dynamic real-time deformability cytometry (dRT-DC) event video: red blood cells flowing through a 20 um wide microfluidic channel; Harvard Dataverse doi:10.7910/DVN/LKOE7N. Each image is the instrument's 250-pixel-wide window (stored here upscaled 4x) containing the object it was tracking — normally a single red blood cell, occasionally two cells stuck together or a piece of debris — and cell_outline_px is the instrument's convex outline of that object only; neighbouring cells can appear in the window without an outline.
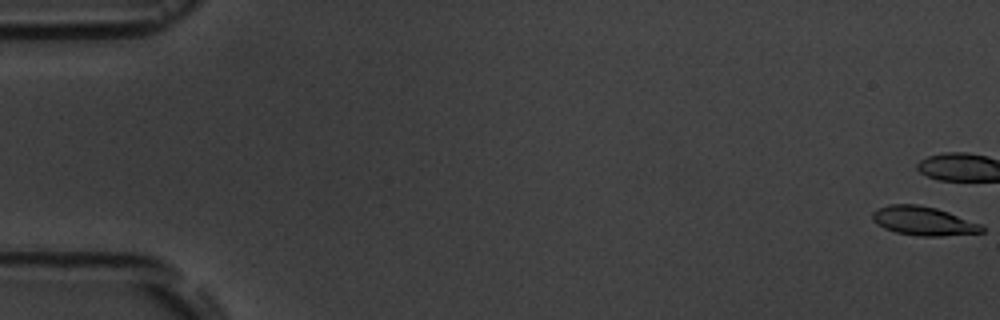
{"species": "common noctule bat (a hibernating species)", "species_latin": "Nyctalus noctula", "temperature_condition": "room temperature", "stored_images_in_passage": 6, "camera_frame_rate_fps": 3000, "um_per_image_px": 0.085, "animal": {"sex": "male", "body_mass_g": 19.5, "forearm_length_mm": 54.6}, "frame": {"image": 1, "passage_image": 1, "time_ms": 0.0, "image_size_px": [1000, 320], "cell_outline_px": [[984, 232], [940, 236], [920, 236], [896, 232], [884, 228], [876, 224], [872, 220], [872, 212], [888, 204], [916, 204], [936, 208], [984, 224]], "centroid_in_image_um": [78.51, 18.78], "position_along_channel_um": 6.5, "area_um2": 18.5}}